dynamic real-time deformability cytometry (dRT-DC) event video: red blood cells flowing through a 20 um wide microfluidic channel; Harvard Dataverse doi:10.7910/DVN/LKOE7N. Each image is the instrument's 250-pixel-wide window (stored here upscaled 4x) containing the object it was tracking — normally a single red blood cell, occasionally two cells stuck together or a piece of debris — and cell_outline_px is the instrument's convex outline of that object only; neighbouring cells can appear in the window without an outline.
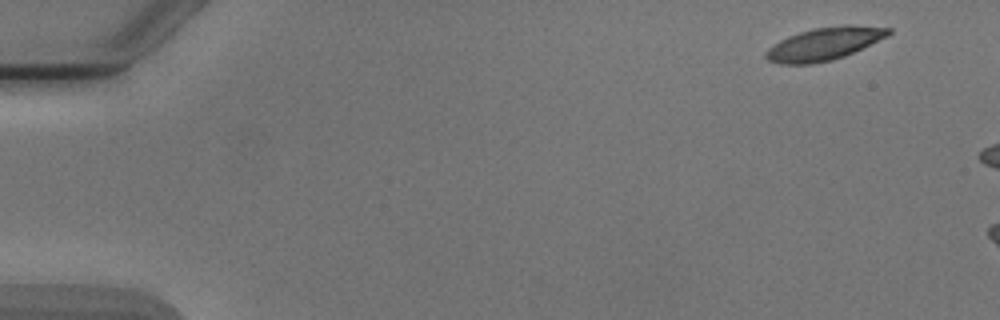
{"species": "Egyptian fruit bat (a non-hibernating species)", "species_latin": "Rousettus aegyptiacus", "temperature_condition": "cold", "stored_images_in_passage": 3, "camera_frame_rate_fps": 3000, "um_per_image_px": 0.085, "animal": {"sex": "male"}, "frame": {"image": 1, "passage_image": 1, "time_ms": 0.0, "image_size_px": [1000, 320], "cell_outline_px": [[892, 32], [888, 36], [844, 56], [832, 60], [812, 64], [780, 64], [768, 60], [764, 56], [764, 52], [768, 48], [780, 40], [788, 36], [812, 28], [844, 24], [852, 24], [892, 28]], "centroid_in_image_um": [70.06, 3.71], "position_along_channel_um": 14.9, "area_um2": 23.52}}